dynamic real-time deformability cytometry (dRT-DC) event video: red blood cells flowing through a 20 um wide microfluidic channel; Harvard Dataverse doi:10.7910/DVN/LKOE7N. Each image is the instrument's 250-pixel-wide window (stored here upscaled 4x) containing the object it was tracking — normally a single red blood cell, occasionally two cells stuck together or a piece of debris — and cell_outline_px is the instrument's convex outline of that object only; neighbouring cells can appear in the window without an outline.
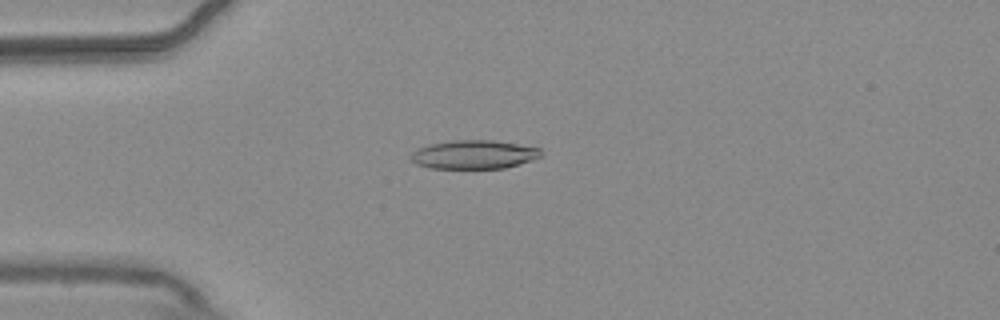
{"species": "common noctule bat (a hibernating species)", "species_latin": "Nyctalus noctula", "temperature_condition": "warm", "stored_images_in_passage": 48, "camera_frame_rate_fps": 3000, "um_per_image_px": 0.085, "animal": {"sex": "male", "body_mass_g": 20.4}, "frame": {"image": 1, "passage_image": 7, "time_ms": 2.0, "image_size_px": [1000, 320], "cell_outline_px": [[540, 156], [532, 160], [504, 168], [428, 168], [416, 164], [412, 160], [412, 152], [416, 148], [432, 144], [452, 140], [492, 140], [540, 148]], "centroid_in_image_um": [40.25, 13.13], "position_along_channel_um": 44.8, "area_um2": 21.5}}
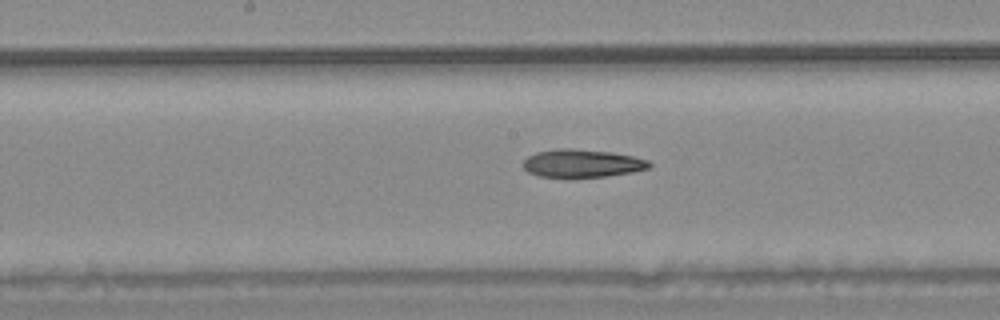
{"frame": {"image": 2, "passage_image": 21, "time_ms": 6.667, "image_size_px": [1000, 320], "cell_outline_px": [[652, 164], [648, 168], [632, 172], [604, 176], [572, 180], [568, 180], [540, 176], [528, 172], [524, 168], [524, 160], [528, 156], [536, 152], [556, 148], [572, 148], [612, 152], [632, 156], [648, 160]], "centroid_in_image_um": [49.43, 13.91], "position_along_channel_um": 198.8, "area_um2": 21.21}}
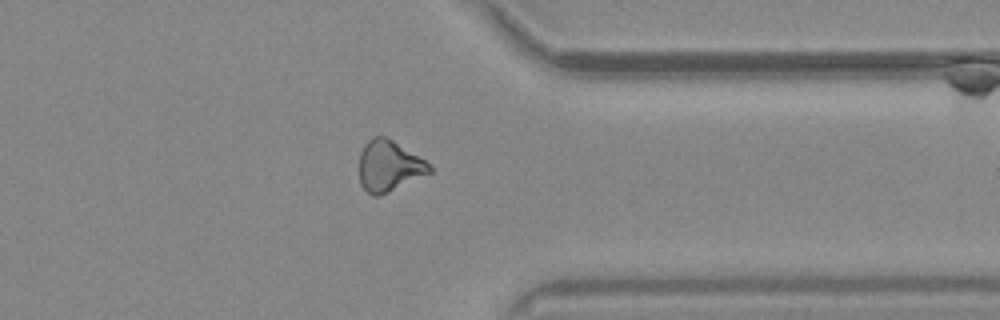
{"frame": {"image": 3, "passage_image": 36, "time_ms": 11.667, "image_size_px": [1000, 320], "cell_outline_px": [[432, 172], [380, 196], [372, 196], [360, 184], [360, 152], [364, 144], [372, 136], [384, 136], [392, 140], [424, 160], [432, 168]], "centroid_in_image_um": [33.04, 14.12], "position_along_channel_um": 378.4, "area_um2": 20.63}}